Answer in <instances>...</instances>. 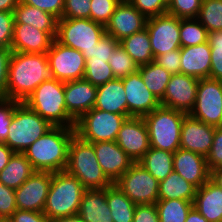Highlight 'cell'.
<instances>
[{"mask_svg": "<svg viewBox=\"0 0 222 222\" xmlns=\"http://www.w3.org/2000/svg\"><path fill=\"white\" fill-rule=\"evenodd\" d=\"M53 79L46 53L12 52L6 99L24 102L44 81Z\"/></svg>", "mask_w": 222, "mask_h": 222, "instance_id": "1", "label": "cell"}, {"mask_svg": "<svg viewBox=\"0 0 222 222\" xmlns=\"http://www.w3.org/2000/svg\"><path fill=\"white\" fill-rule=\"evenodd\" d=\"M75 135L74 127L53 126L32 143L23 154L35 171H65L69 144Z\"/></svg>", "mask_w": 222, "mask_h": 222, "instance_id": "2", "label": "cell"}, {"mask_svg": "<svg viewBox=\"0 0 222 222\" xmlns=\"http://www.w3.org/2000/svg\"><path fill=\"white\" fill-rule=\"evenodd\" d=\"M65 171L76 177L86 189H104L113 184L102 171L93 144L77 135L70 141Z\"/></svg>", "mask_w": 222, "mask_h": 222, "instance_id": "3", "label": "cell"}, {"mask_svg": "<svg viewBox=\"0 0 222 222\" xmlns=\"http://www.w3.org/2000/svg\"><path fill=\"white\" fill-rule=\"evenodd\" d=\"M24 103L52 126L75 127V120L67 113L64 82L51 79L40 84Z\"/></svg>", "mask_w": 222, "mask_h": 222, "instance_id": "4", "label": "cell"}, {"mask_svg": "<svg viewBox=\"0 0 222 222\" xmlns=\"http://www.w3.org/2000/svg\"><path fill=\"white\" fill-rule=\"evenodd\" d=\"M85 191L76 177L54 172L43 213L50 219L77 215Z\"/></svg>", "mask_w": 222, "mask_h": 222, "instance_id": "5", "label": "cell"}, {"mask_svg": "<svg viewBox=\"0 0 222 222\" xmlns=\"http://www.w3.org/2000/svg\"><path fill=\"white\" fill-rule=\"evenodd\" d=\"M186 113L160 106L143 119L150 147L174 153L180 148L181 126Z\"/></svg>", "mask_w": 222, "mask_h": 222, "instance_id": "6", "label": "cell"}, {"mask_svg": "<svg viewBox=\"0 0 222 222\" xmlns=\"http://www.w3.org/2000/svg\"><path fill=\"white\" fill-rule=\"evenodd\" d=\"M52 127L24 102H20L14 109L4 143L15 153H23Z\"/></svg>", "mask_w": 222, "mask_h": 222, "instance_id": "7", "label": "cell"}, {"mask_svg": "<svg viewBox=\"0 0 222 222\" xmlns=\"http://www.w3.org/2000/svg\"><path fill=\"white\" fill-rule=\"evenodd\" d=\"M127 118L129 116L92 108L75 122V135L89 143L115 141Z\"/></svg>", "mask_w": 222, "mask_h": 222, "instance_id": "8", "label": "cell"}, {"mask_svg": "<svg viewBox=\"0 0 222 222\" xmlns=\"http://www.w3.org/2000/svg\"><path fill=\"white\" fill-rule=\"evenodd\" d=\"M106 34L105 26L85 18H61L57 21L56 40L62 45L89 52Z\"/></svg>", "mask_w": 222, "mask_h": 222, "instance_id": "9", "label": "cell"}, {"mask_svg": "<svg viewBox=\"0 0 222 222\" xmlns=\"http://www.w3.org/2000/svg\"><path fill=\"white\" fill-rule=\"evenodd\" d=\"M114 184L136 205L158 201L159 181L138 162H134Z\"/></svg>", "mask_w": 222, "mask_h": 222, "instance_id": "10", "label": "cell"}, {"mask_svg": "<svg viewBox=\"0 0 222 222\" xmlns=\"http://www.w3.org/2000/svg\"><path fill=\"white\" fill-rule=\"evenodd\" d=\"M189 115L208 125L222 126V81L199 79L195 104Z\"/></svg>", "mask_w": 222, "mask_h": 222, "instance_id": "11", "label": "cell"}, {"mask_svg": "<svg viewBox=\"0 0 222 222\" xmlns=\"http://www.w3.org/2000/svg\"><path fill=\"white\" fill-rule=\"evenodd\" d=\"M46 54L54 79L67 82L84 78L85 58L80 51L54 39Z\"/></svg>", "mask_w": 222, "mask_h": 222, "instance_id": "12", "label": "cell"}, {"mask_svg": "<svg viewBox=\"0 0 222 222\" xmlns=\"http://www.w3.org/2000/svg\"><path fill=\"white\" fill-rule=\"evenodd\" d=\"M180 22L181 18L168 13L147 19L146 29L149 32L154 59L181 48Z\"/></svg>", "mask_w": 222, "mask_h": 222, "instance_id": "13", "label": "cell"}, {"mask_svg": "<svg viewBox=\"0 0 222 222\" xmlns=\"http://www.w3.org/2000/svg\"><path fill=\"white\" fill-rule=\"evenodd\" d=\"M53 172L35 171L19 188L15 189L17 209L43 212Z\"/></svg>", "mask_w": 222, "mask_h": 222, "instance_id": "14", "label": "cell"}, {"mask_svg": "<svg viewBox=\"0 0 222 222\" xmlns=\"http://www.w3.org/2000/svg\"><path fill=\"white\" fill-rule=\"evenodd\" d=\"M199 79L185 75H171L161 106L189 114L194 107Z\"/></svg>", "mask_w": 222, "mask_h": 222, "instance_id": "15", "label": "cell"}, {"mask_svg": "<svg viewBox=\"0 0 222 222\" xmlns=\"http://www.w3.org/2000/svg\"><path fill=\"white\" fill-rule=\"evenodd\" d=\"M115 141L134 162H138L150 148L148 129L143 117L127 118Z\"/></svg>", "mask_w": 222, "mask_h": 222, "instance_id": "16", "label": "cell"}, {"mask_svg": "<svg viewBox=\"0 0 222 222\" xmlns=\"http://www.w3.org/2000/svg\"><path fill=\"white\" fill-rule=\"evenodd\" d=\"M147 18L129 1H120L110 21L106 24V33L119 42L146 28Z\"/></svg>", "mask_w": 222, "mask_h": 222, "instance_id": "17", "label": "cell"}, {"mask_svg": "<svg viewBox=\"0 0 222 222\" xmlns=\"http://www.w3.org/2000/svg\"><path fill=\"white\" fill-rule=\"evenodd\" d=\"M126 92L129 117H144L161 106L160 101L148 90L137 71L122 79Z\"/></svg>", "mask_w": 222, "mask_h": 222, "instance_id": "18", "label": "cell"}, {"mask_svg": "<svg viewBox=\"0 0 222 222\" xmlns=\"http://www.w3.org/2000/svg\"><path fill=\"white\" fill-rule=\"evenodd\" d=\"M215 127L186 114L181 126L180 148L207 157L213 143Z\"/></svg>", "mask_w": 222, "mask_h": 222, "instance_id": "19", "label": "cell"}, {"mask_svg": "<svg viewBox=\"0 0 222 222\" xmlns=\"http://www.w3.org/2000/svg\"><path fill=\"white\" fill-rule=\"evenodd\" d=\"M102 171L114 184L134 163L116 141L92 143Z\"/></svg>", "mask_w": 222, "mask_h": 222, "instance_id": "20", "label": "cell"}, {"mask_svg": "<svg viewBox=\"0 0 222 222\" xmlns=\"http://www.w3.org/2000/svg\"><path fill=\"white\" fill-rule=\"evenodd\" d=\"M64 95L67 113L77 121L94 107L97 87L84 78L67 81L64 82Z\"/></svg>", "mask_w": 222, "mask_h": 222, "instance_id": "21", "label": "cell"}, {"mask_svg": "<svg viewBox=\"0 0 222 222\" xmlns=\"http://www.w3.org/2000/svg\"><path fill=\"white\" fill-rule=\"evenodd\" d=\"M173 170L197 189L210 179L206 157L182 148L174 152Z\"/></svg>", "mask_w": 222, "mask_h": 222, "instance_id": "22", "label": "cell"}, {"mask_svg": "<svg viewBox=\"0 0 222 222\" xmlns=\"http://www.w3.org/2000/svg\"><path fill=\"white\" fill-rule=\"evenodd\" d=\"M57 32H45L26 24H14L11 50L22 53H47Z\"/></svg>", "mask_w": 222, "mask_h": 222, "instance_id": "23", "label": "cell"}, {"mask_svg": "<svg viewBox=\"0 0 222 222\" xmlns=\"http://www.w3.org/2000/svg\"><path fill=\"white\" fill-rule=\"evenodd\" d=\"M181 74L197 79L210 78L211 49L208 42L180 48Z\"/></svg>", "mask_w": 222, "mask_h": 222, "instance_id": "24", "label": "cell"}, {"mask_svg": "<svg viewBox=\"0 0 222 222\" xmlns=\"http://www.w3.org/2000/svg\"><path fill=\"white\" fill-rule=\"evenodd\" d=\"M93 108L128 116V103L122 79H114L98 86Z\"/></svg>", "mask_w": 222, "mask_h": 222, "instance_id": "25", "label": "cell"}, {"mask_svg": "<svg viewBox=\"0 0 222 222\" xmlns=\"http://www.w3.org/2000/svg\"><path fill=\"white\" fill-rule=\"evenodd\" d=\"M193 206L209 222H222V188L209 179L197 189Z\"/></svg>", "mask_w": 222, "mask_h": 222, "instance_id": "26", "label": "cell"}, {"mask_svg": "<svg viewBox=\"0 0 222 222\" xmlns=\"http://www.w3.org/2000/svg\"><path fill=\"white\" fill-rule=\"evenodd\" d=\"M78 215L85 222H114L106 201V188L86 189Z\"/></svg>", "mask_w": 222, "mask_h": 222, "instance_id": "27", "label": "cell"}, {"mask_svg": "<svg viewBox=\"0 0 222 222\" xmlns=\"http://www.w3.org/2000/svg\"><path fill=\"white\" fill-rule=\"evenodd\" d=\"M13 14L14 24H26L45 32H57L58 19L37 7L19 2Z\"/></svg>", "mask_w": 222, "mask_h": 222, "instance_id": "28", "label": "cell"}, {"mask_svg": "<svg viewBox=\"0 0 222 222\" xmlns=\"http://www.w3.org/2000/svg\"><path fill=\"white\" fill-rule=\"evenodd\" d=\"M197 188L174 170L159 182L158 200L179 199L194 202Z\"/></svg>", "mask_w": 222, "mask_h": 222, "instance_id": "29", "label": "cell"}, {"mask_svg": "<svg viewBox=\"0 0 222 222\" xmlns=\"http://www.w3.org/2000/svg\"><path fill=\"white\" fill-rule=\"evenodd\" d=\"M31 163L23 153H14L5 168L0 171V182L10 188H19L33 173Z\"/></svg>", "mask_w": 222, "mask_h": 222, "instance_id": "30", "label": "cell"}, {"mask_svg": "<svg viewBox=\"0 0 222 222\" xmlns=\"http://www.w3.org/2000/svg\"><path fill=\"white\" fill-rule=\"evenodd\" d=\"M120 45L138 67L154 61L149 32L146 28L124 38L120 41Z\"/></svg>", "mask_w": 222, "mask_h": 222, "instance_id": "31", "label": "cell"}, {"mask_svg": "<svg viewBox=\"0 0 222 222\" xmlns=\"http://www.w3.org/2000/svg\"><path fill=\"white\" fill-rule=\"evenodd\" d=\"M174 153L150 147L138 161L156 180H164L173 171Z\"/></svg>", "mask_w": 222, "mask_h": 222, "instance_id": "32", "label": "cell"}, {"mask_svg": "<svg viewBox=\"0 0 222 222\" xmlns=\"http://www.w3.org/2000/svg\"><path fill=\"white\" fill-rule=\"evenodd\" d=\"M106 201L114 222H133L136 204L116 184L106 188Z\"/></svg>", "mask_w": 222, "mask_h": 222, "instance_id": "33", "label": "cell"}, {"mask_svg": "<svg viewBox=\"0 0 222 222\" xmlns=\"http://www.w3.org/2000/svg\"><path fill=\"white\" fill-rule=\"evenodd\" d=\"M138 72L148 90L161 101L172 74L154 61L139 66Z\"/></svg>", "mask_w": 222, "mask_h": 222, "instance_id": "34", "label": "cell"}, {"mask_svg": "<svg viewBox=\"0 0 222 222\" xmlns=\"http://www.w3.org/2000/svg\"><path fill=\"white\" fill-rule=\"evenodd\" d=\"M156 208L160 222H185L193 202L179 199L158 200Z\"/></svg>", "mask_w": 222, "mask_h": 222, "instance_id": "35", "label": "cell"}, {"mask_svg": "<svg viewBox=\"0 0 222 222\" xmlns=\"http://www.w3.org/2000/svg\"><path fill=\"white\" fill-rule=\"evenodd\" d=\"M180 42L181 48L208 42V31L196 18L181 19Z\"/></svg>", "mask_w": 222, "mask_h": 222, "instance_id": "36", "label": "cell"}, {"mask_svg": "<svg viewBox=\"0 0 222 222\" xmlns=\"http://www.w3.org/2000/svg\"><path fill=\"white\" fill-rule=\"evenodd\" d=\"M196 19L208 32L222 30V0H203Z\"/></svg>", "mask_w": 222, "mask_h": 222, "instance_id": "37", "label": "cell"}, {"mask_svg": "<svg viewBox=\"0 0 222 222\" xmlns=\"http://www.w3.org/2000/svg\"><path fill=\"white\" fill-rule=\"evenodd\" d=\"M108 63L113 71L115 79H123L137 72L139 68L120 44L110 56Z\"/></svg>", "mask_w": 222, "mask_h": 222, "instance_id": "38", "label": "cell"}, {"mask_svg": "<svg viewBox=\"0 0 222 222\" xmlns=\"http://www.w3.org/2000/svg\"><path fill=\"white\" fill-rule=\"evenodd\" d=\"M84 79L98 87L114 80L115 76L105 60H85Z\"/></svg>", "mask_w": 222, "mask_h": 222, "instance_id": "39", "label": "cell"}, {"mask_svg": "<svg viewBox=\"0 0 222 222\" xmlns=\"http://www.w3.org/2000/svg\"><path fill=\"white\" fill-rule=\"evenodd\" d=\"M211 49L210 78L222 81V30L208 32Z\"/></svg>", "mask_w": 222, "mask_h": 222, "instance_id": "40", "label": "cell"}, {"mask_svg": "<svg viewBox=\"0 0 222 222\" xmlns=\"http://www.w3.org/2000/svg\"><path fill=\"white\" fill-rule=\"evenodd\" d=\"M120 44L118 40L105 34L89 52H83L85 60H105L109 61L110 56Z\"/></svg>", "mask_w": 222, "mask_h": 222, "instance_id": "41", "label": "cell"}, {"mask_svg": "<svg viewBox=\"0 0 222 222\" xmlns=\"http://www.w3.org/2000/svg\"><path fill=\"white\" fill-rule=\"evenodd\" d=\"M203 0H172L167 13L181 19L197 18Z\"/></svg>", "mask_w": 222, "mask_h": 222, "instance_id": "42", "label": "cell"}, {"mask_svg": "<svg viewBox=\"0 0 222 222\" xmlns=\"http://www.w3.org/2000/svg\"><path fill=\"white\" fill-rule=\"evenodd\" d=\"M120 1L121 0H91L90 19L106 26Z\"/></svg>", "mask_w": 222, "mask_h": 222, "instance_id": "43", "label": "cell"}, {"mask_svg": "<svg viewBox=\"0 0 222 222\" xmlns=\"http://www.w3.org/2000/svg\"><path fill=\"white\" fill-rule=\"evenodd\" d=\"M91 0H64L62 18H85L90 19Z\"/></svg>", "mask_w": 222, "mask_h": 222, "instance_id": "44", "label": "cell"}, {"mask_svg": "<svg viewBox=\"0 0 222 222\" xmlns=\"http://www.w3.org/2000/svg\"><path fill=\"white\" fill-rule=\"evenodd\" d=\"M147 19L167 13V5L163 0H128Z\"/></svg>", "mask_w": 222, "mask_h": 222, "instance_id": "45", "label": "cell"}, {"mask_svg": "<svg viewBox=\"0 0 222 222\" xmlns=\"http://www.w3.org/2000/svg\"><path fill=\"white\" fill-rule=\"evenodd\" d=\"M19 103L14 100L0 98V142H4L7 138L14 109Z\"/></svg>", "mask_w": 222, "mask_h": 222, "instance_id": "46", "label": "cell"}, {"mask_svg": "<svg viewBox=\"0 0 222 222\" xmlns=\"http://www.w3.org/2000/svg\"><path fill=\"white\" fill-rule=\"evenodd\" d=\"M14 31L13 12L0 11V48H11Z\"/></svg>", "mask_w": 222, "mask_h": 222, "instance_id": "47", "label": "cell"}, {"mask_svg": "<svg viewBox=\"0 0 222 222\" xmlns=\"http://www.w3.org/2000/svg\"><path fill=\"white\" fill-rule=\"evenodd\" d=\"M16 210L15 189L0 182V216L6 221Z\"/></svg>", "mask_w": 222, "mask_h": 222, "instance_id": "48", "label": "cell"}, {"mask_svg": "<svg viewBox=\"0 0 222 222\" xmlns=\"http://www.w3.org/2000/svg\"><path fill=\"white\" fill-rule=\"evenodd\" d=\"M154 62L163 67L172 75L181 74V53L180 48L169 51L162 55L157 56Z\"/></svg>", "mask_w": 222, "mask_h": 222, "instance_id": "49", "label": "cell"}, {"mask_svg": "<svg viewBox=\"0 0 222 222\" xmlns=\"http://www.w3.org/2000/svg\"><path fill=\"white\" fill-rule=\"evenodd\" d=\"M206 160L209 170L216 168L222 162V126L215 127L212 147Z\"/></svg>", "mask_w": 222, "mask_h": 222, "instance_id": "50", "label": "cell"}, {"mask_svg": "<svg viewBox=\"0 0 222 222\" xmlns=\"http://www.w3.org/2000/svg\"><path fill=\"white\" fill-rule=\"evenodd\" d=\"M20 2L48 12L55 16L57 19L62 18L64 0H20Z\"/></svg>", "mask_w": 222, "mask_h": 222, "instance_id": "51", "label": "cell"}, {"mask_svg": "<svg viewBox=\"0 0 222 222\" xmlns=\"http://www.w3.org/2000/svg\"><path fill=\"white\" fill-rule=\"evenodd\" d=\"M11 48H0V98L6 99Z\"/></svg>", "mask_w": 222, "mask_h": 222, "instance_id": "52", "label": "cell"}, {"mask_svg": "<svg viewBox=\"0 0 222 222\" xmlns=\"http://www.w3.org/2000/svg\"><path fill=\"white\" fill-rule=\"evenodd\" d=\"M133 222H160L155 204H137Z\"/></svg>", "mask_w": 222, "mask_h": 222, "instance_id": "53", "label": "cell"}, {"mask_svg": "<svg viewBox=\"0 0 222 222\" xmlns=\"http://www.w3.org/2000/svg\"><path fill=\"white\" fill-rule=\"evenodd\" d=\"M5 222H50L43 212L17 209Z\"/></svg>", "mask_w": 222, "mask_h": 222, "instance_id": "54", "label": "cell"}, {"mask_svg": "<svg viewBox=\"0 0 222 222\" xmlns=\"http://www.w3.org/2000/svg\"><path fill=\"white\" fill-rule=\"evenodd\" d=\"M14 153L4 142H0V171L5 168Z\"/></svg>", "mask_w": 222, "mask_h": 222, "instance_id": "55", "label": "cell"}, {"mask_svg": "<svg viewBox=\"0 0 222 222\" xmlns=\"http://www.w3.org/2000/svg\"><path fill=\"white\" fill-rule=\"evenodd\" d=\"M185 222H209V221L205 217H203L193 206L188 212Z\"/></svg>", "mask_w": 222, "mask_h": 222, "instance_id": "56", "label": "cell"}, {"mask_svg": "<svg viewBox=\"0 0 222 222\" xmlns=\"http://www.w3.org/2000/svg\"><path fill=\"white\" fill-rule=\"evenodd\" d=\"M20 0H0V11L13 12Z\"/></svg>", "mask_w": 222, "mask_h": 222, "instance_id": "57", "label": "cell"}, {"mask_svg": "<svg viewBox=\"0 0 222 222\" xmlns=\"http://www.w3.org/2000/svg\"><path fill=\"white\" fill-rule=\"evenodd\" d=\"M210 180L218 187L222 188V169L210 170Z\"/></svg>", "mask_w": 222, "mask_h": 222, "instance_id": "58", "label": "cell"}, {"mask_svg": "<svg viewBox=\"0 0 222 222\" xmlns=\"http://www.w3.org/2000/svg\"><path fill=\"white\" fill-rule=\"evenodd\" d=\"M50 222H85L78 214L68 217L50 219Z\"/></svg>", "mask_w": 222, "mask_h": 222, "instance_id": "59", "label": "cell"}, {"mask_svg": "<svg viewBox=\"0 0 222 222\" xmlns=\"http://www.w3.org/2000/svg\"><path fill=\"white\" fill-rule=\"evenodd\" d=\"M172 0H163V2L168 6Z\"/></svg>", "mask_w": 222, "mask_h": 222, "instance_id": "60", "label": "cell"}, {"mask_svg": "<svg viewBox=\"0 0 222 222\" xmlns=\"http://www.w3.org/2000/svg\"><path fill=\"white\" fill-rule=\"evenodd\" d=\"M214 169H222V162Z\"/></svg>", "mask_w": 222, "mask_h": 222, "instance_id": "61", "label": "cell"}, {"mask_svg": "<svg viewBox=\"0 0 222 222\" xmlns=\"http://www.w3.org/2000/svg\"><path fill=\"white\" fill-rule=\"evenodd\" d=\"M0 222H5V220L0 216Z\"/></svg>", "mask_w": 222, "mask_h": 222, "instance_id": "62", "label": "cell"}]
</instances>
